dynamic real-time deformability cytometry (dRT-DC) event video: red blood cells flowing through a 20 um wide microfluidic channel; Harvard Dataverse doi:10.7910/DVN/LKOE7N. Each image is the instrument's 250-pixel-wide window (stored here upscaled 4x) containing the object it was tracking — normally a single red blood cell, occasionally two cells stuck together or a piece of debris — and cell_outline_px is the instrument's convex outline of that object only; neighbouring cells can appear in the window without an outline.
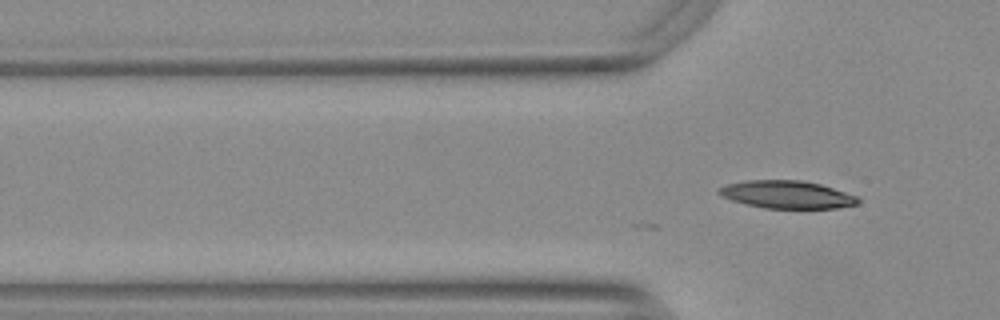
{"species": "Egyptian fruit bat (a non-hibernating species)", "species_latin": "Rousettus aegyptiacus", "temperature_condition": "warm", "stored_images_in_passage": 16, "camera_frame_rate_fps": 3000, "um_per_image_px": 0.085, "animal": {"sex": "female"}, "frame": {"image": 1, "passage_image": 16, "time_ms": 5.0, "image_size_px": [1000, 320], "cell_outline_px": [[860, 204], [836, 208], [764, 208], [744, 204], [720, 196], [716, 192], [720, 188], [728, 184], [748, 180], [800, 180], [820, 184], [860, 196]], "centroid_in_image_um": [66.93, 16.54], "position_along_channel_um": 58.9, "area_um2": 22.6}}